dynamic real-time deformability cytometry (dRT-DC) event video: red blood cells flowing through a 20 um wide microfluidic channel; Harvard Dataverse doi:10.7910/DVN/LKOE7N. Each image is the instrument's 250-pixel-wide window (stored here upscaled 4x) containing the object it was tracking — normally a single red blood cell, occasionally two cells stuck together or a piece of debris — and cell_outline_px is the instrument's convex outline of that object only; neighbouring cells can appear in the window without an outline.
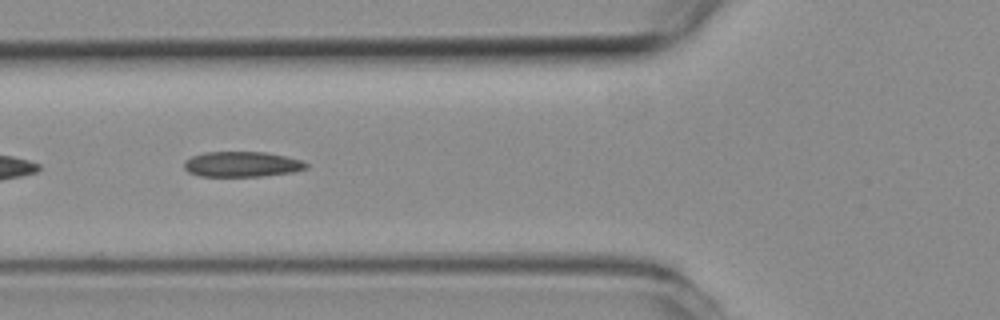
{"species": "common noctule bat (a hibernating species)", "species_latin": "Nyctalus noctula", "temperature_condition": "room temperature", "stored_images_in_passage": 52, "camera_frame_rate_fps": 3000, "um_per_image_px": 0.085, "animal": {"sex": "female", "body_mass_g": 19.3, "forearm_length_mm": 54.1}, "frame": {"image": 1, "passage_image": 19, "time_ms": 6.0, "image_size_px": [1000, 320], "cell_outline_px": [[308, 168], [292, 172], [264, 176], [200, 176], [188, 172], [184, 168], [184, 160], [192, 156], [204, 152], [264, 152], [284, 156], [300, 160], [308, 164]], "centroid_in_image_um": [20.53, 13.96], "position_along_channel_um": 105.3, "area_um2": 17.98}}
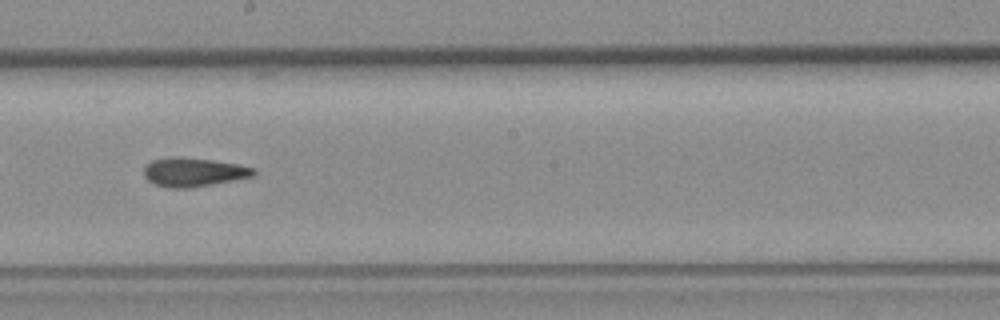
{"frame": {"image": 2, "passage_image": 29, "time_ms": 9.333, "image_size_px": [1000, 320], "cell_outline_px": [[256, 176], [212, 184], [188, 188], [172, 188], [156, 184], [148, 180], [144, 176], [144, 168], [152, 160], [212, 160], [236, 164], [256, 168]], "centroid_in_image_um": [16.54, 14.68], "position_along_channel_um": 231.7, "area_um2": 17.46}}
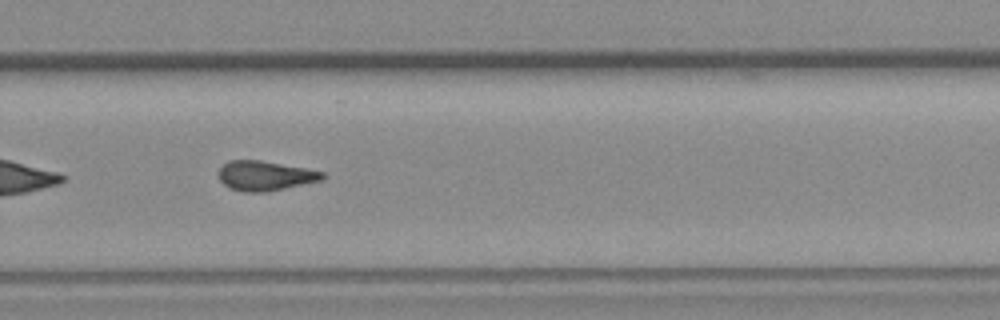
{"frame": {"image": 3, "passage_image": 35, "time_ms": 11.333, "image_size_px": [1000, 320], "cell_outline_px": [[328, 176], [324, 180], [268, 192], [244, 192], [232, 188], [224, 184], [220, 180], [220, 168], [228, 160], [260, 160], [308, 168], [324, 172]], "centroid_in_image_um": [22.62, 14.94], "position_along_channel_um": 307.2, "area_um2": 18.15}, "authors_computed_cell_mechanics": {"area_um2": 18.1492, "velocity_mm_per_s": 3.7865, "shape_relaxation_time_tau1_ms": null, "shape_relaxation_time_tau2_ms": 3.198, "deformation_change_tau1": null, "deformation_change_tau2": 0.1165}}